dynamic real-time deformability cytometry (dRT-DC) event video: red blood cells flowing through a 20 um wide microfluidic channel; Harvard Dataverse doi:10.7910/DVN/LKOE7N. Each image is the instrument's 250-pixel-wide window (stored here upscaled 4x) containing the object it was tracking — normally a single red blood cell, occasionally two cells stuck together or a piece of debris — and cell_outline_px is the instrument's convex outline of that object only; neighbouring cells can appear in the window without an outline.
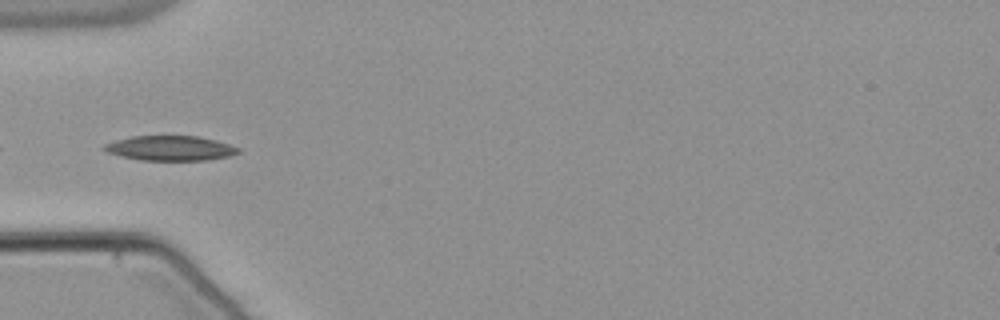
{"species": "common noctule bat (a hibernating species)", "species_latin": "Nyctalus noctula", "temperature_condition": "warm", "stored_images_in_passage": 4, "camera_frame_rate_fps": 3000, "um_per_image_px": 0.085, "animal": {"sex": "male", "body_mass_g": 21.5, "forearm_length_mm": 52.0}, "frame": {"image": 1, "passage_image": 1, "time_ms": 0.0, "image_size_px": [1000, 320], "cell_outline_px": [[240, 152], [228, 156], [208, 160], [140, 160], [120, 156], [108, 152], [100, 148], [104, 144], [116, 140], [132, 136], [200, 136], [216, 140], [240, 148]], "centroid_in_image_um": [14.46, 12.59], "position_along_channel_um": 70.5, "area_um2": 19.42}}